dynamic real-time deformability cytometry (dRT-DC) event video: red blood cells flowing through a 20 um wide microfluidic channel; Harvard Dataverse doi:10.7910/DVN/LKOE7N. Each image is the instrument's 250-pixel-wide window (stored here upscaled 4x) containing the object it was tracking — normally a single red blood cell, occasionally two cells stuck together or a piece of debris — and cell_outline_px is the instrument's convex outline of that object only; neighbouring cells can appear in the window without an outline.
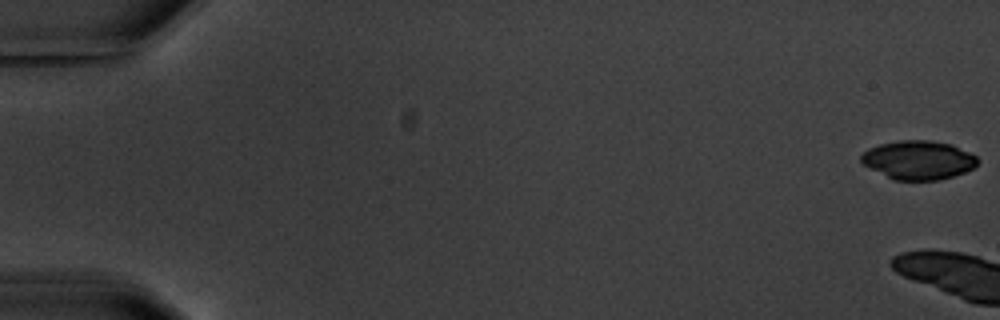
{"species": "common noctule bat (a hibernating species)", "species_latin": "Nyctalus noctula", "temperature_condition": "warm", "stored_images_in_passage": 7, "camera_frame_rate_fps": 3000, "um_per_image_px": 0.085, "animal": {"sex": "male", "body_mass_g": 20.1, "forearm_length_mm": 53.5}, "frame": {"image": 1, "passage_image": 1, "time_ms": 0.0, "image_size_px": [1000, 320], "cell_outline_px": [[980, 160], [972, 168], [964, 172], [940, 180], [892, 180], [864, 164], [860, 160], [860, 156], [868, 148], [880, 144], [896, 140], [932, 140], [952, 144], [976, 156]], "centroid_in_image_um": [78.05, 13.59], "position_along_channel_um": 6.9, "area_um2": 26.36}}